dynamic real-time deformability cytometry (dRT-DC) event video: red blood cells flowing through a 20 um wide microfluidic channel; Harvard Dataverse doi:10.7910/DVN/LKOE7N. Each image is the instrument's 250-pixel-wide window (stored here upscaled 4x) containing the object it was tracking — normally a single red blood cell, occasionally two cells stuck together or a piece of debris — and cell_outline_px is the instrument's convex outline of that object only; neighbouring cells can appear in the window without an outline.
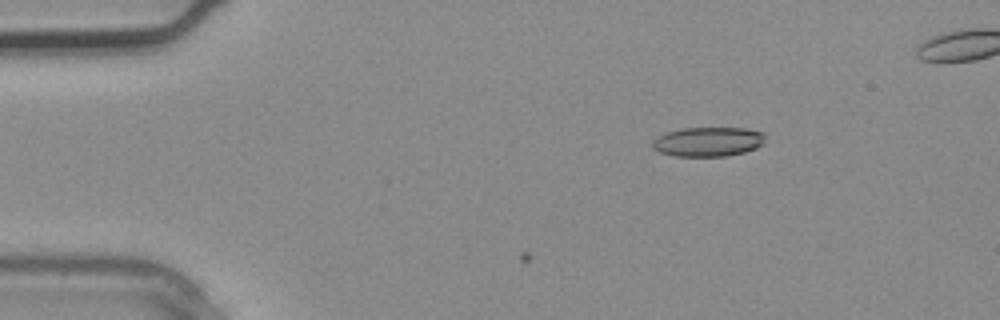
{"species": "common noctule bat (a hibernating species)", "species_latin": "Nyctalus noctula", "temperature_condition": "warm", "stored_images_in_passage": 5, "camera_frame_rate_fps": 3000, "um_per_image_px": 0.085, "animal": {"sex": "male", "body_mass_g": 20.4}, "frame": {"image": 1, "passage_image": 2, "time_ms": 0.333, "image_size_px": [1000, 320], "cell_outline_px": [[764, 144], [756, 148], [744, 152], [728, 156], [676, 156], [660, 152], [652, 148], [652, 140], [656, 136], [680, 128], [744, 128], [764, 132]], "centroid_in_image_um": [60.18, 12.04], "position_along_channel_um": 24.8, "area_um2": 19.48}}
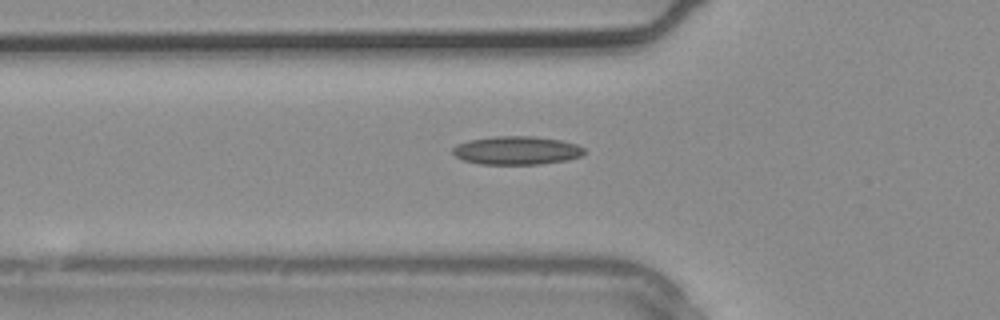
{"frame": {"image": 2, "passage_image": 4, "time_ms": 1.0, "image_size_px": [1000, 320], "cell_outline_px": [[584, 152], [580, 156], [568, 160], [540, 164], [480, 164], [464, 160], [456, 156], [452, 152], [452, 148], [456, 144], [468, 140], [496, 136], [532, 136], [560, 140], [576, 144], [584, 148]], "centroid_in_image_um": [43.9, 12.78], "position_along_channel_um": 81.9, "area_um2": 21.73}}